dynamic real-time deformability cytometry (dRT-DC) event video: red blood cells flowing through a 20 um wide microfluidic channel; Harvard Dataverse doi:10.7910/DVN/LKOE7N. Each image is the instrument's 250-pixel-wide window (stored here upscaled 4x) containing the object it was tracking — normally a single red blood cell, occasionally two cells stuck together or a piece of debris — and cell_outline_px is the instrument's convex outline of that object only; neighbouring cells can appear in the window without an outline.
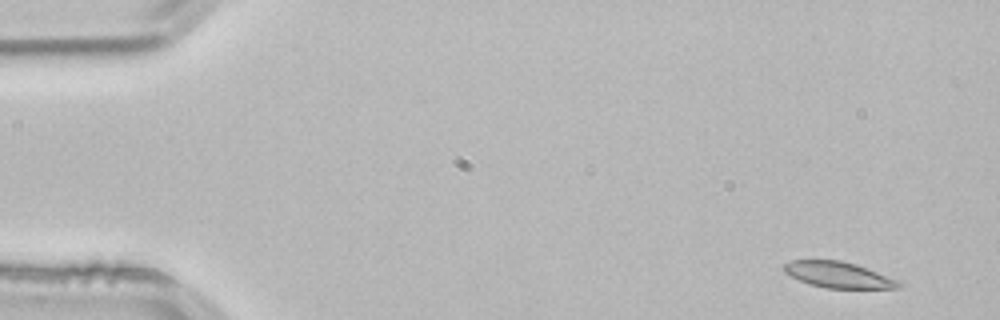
{"species": "common noctule bat (a hibernating species)", "species_latin": "Nyctalus noctula", "temperature_condition": "room temperature", "stored_images_in_passage": 16, "camera_frame_rate_fps": 3000, "um_per_image_px": 0.085, "animal": {"sex": "male", "body_mass_g": 21.5, "forearm_length_mm": 52.0}, "frame": {"image": 1, "passage_image": 1, "time_ms": 0.0, "image_size_px": [1000, 320], "cell_outline_px": [[904, 284], [900, 288], [824, 288], [808, 284], [784, 272], [780, 268], [784, 264], [792, 260], [840, 260], [856, 264], [900, 280]], "centroid_in_image_um": [71.27, 23.36], "position_along_channel_um": 13.7, "area_um2": 17.57}}
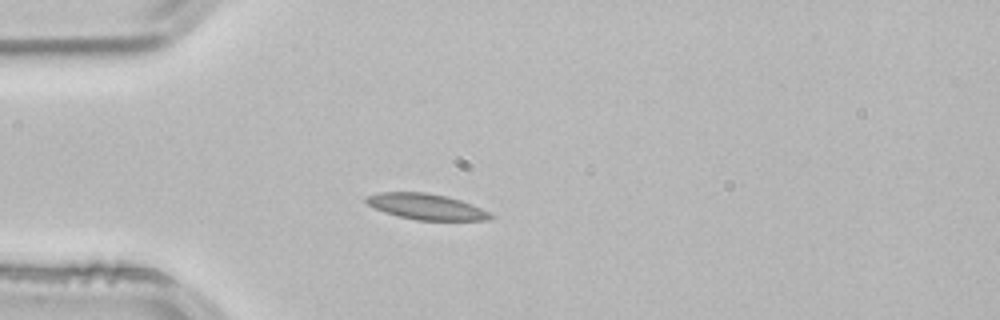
{"frame": {"image": 2, "passage_image": 12, "time_ms": 3.667, "image_size_px": [1000, 320], "cell_outline_px": [[492, 216], [488, 220], [416, 220], [396, 216], [384, 212], [368, 204], [364, 200], [364, 196], [380, 192], [424, 192], [444, 196], [460, 200], [480, 208], [488, 212]], "centroid_in_image_um": [36.15, 17.56], "position_along_channel_um": 48.8, "area_um2": 18.5}}